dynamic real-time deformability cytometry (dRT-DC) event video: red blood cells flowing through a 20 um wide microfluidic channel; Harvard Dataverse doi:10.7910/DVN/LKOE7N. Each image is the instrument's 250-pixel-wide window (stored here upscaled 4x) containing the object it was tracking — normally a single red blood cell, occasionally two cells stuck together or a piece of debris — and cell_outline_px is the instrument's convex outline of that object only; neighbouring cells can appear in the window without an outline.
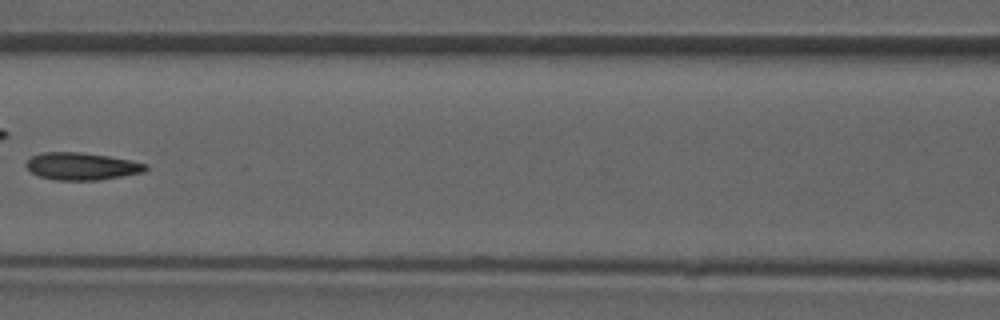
{"species": "common noctule bat (a hibernating species)", "species_latin": "Nyctalus noctula", "temperature_condition": "room temperature", "stored_images_in_passage": 7, "camera_frame_rate_fps": 3000, "um_per_image_px": 0.085, "animal": {"sex": "male", "forearm_length_mm": 52.5}, "frame": {"image": 1, "passage_image": 7, "time_ms": 6.667, "image_size_px": [1000, 320], "cell_outline_px": [[148, 168], [144, 172], [100, 180], [56, 180], [40, 176], [32, 172], [24, 164], [32, 156], [40, 152], [80, 152], [108, 156], [148, 164]], "centroid_in_image_um": [6.94, 14.13], "position_along_channel_um": 159.7, "area_um2": 18.96}}